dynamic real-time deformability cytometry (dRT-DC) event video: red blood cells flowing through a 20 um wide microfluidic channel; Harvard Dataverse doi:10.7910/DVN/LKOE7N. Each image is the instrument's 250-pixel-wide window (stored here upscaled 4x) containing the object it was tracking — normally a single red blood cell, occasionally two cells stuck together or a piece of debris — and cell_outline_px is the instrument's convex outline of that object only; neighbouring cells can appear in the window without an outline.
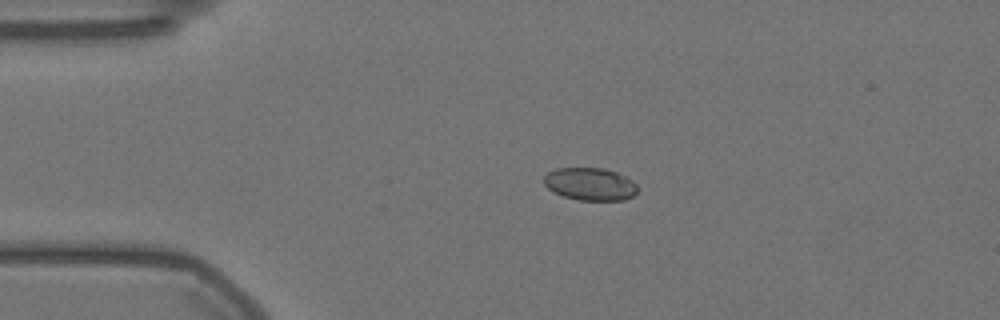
{"species": "Egyptian fruit bat (a non-hibernating species)", "species_latin": "Rousettus aegyptiacus", "temperature_condition": "warm", "stored_images_in_passage": 47, "camera_frame_rate_fps": 3000, "um_per_image_px": 0.085, "animal": {"sex": "female"}, "frame": {"image": 1, "passage_image": 3, "time_ms": 0.667, "image_size_px": [1000, 320], "cell_outline_px": [[636, 192], [632, 196], [624, 200], [580, 200], [564, 196], [552, 192], [544, 184], [544, 176], [548, 172], [556, 168], [604, 168], [616, 172], [632, 180], [636, 184]], "centroid_in_image_um": [50.14, 15.64], "position_along_channel_um": 34.9, "area_um2": 17.74}}
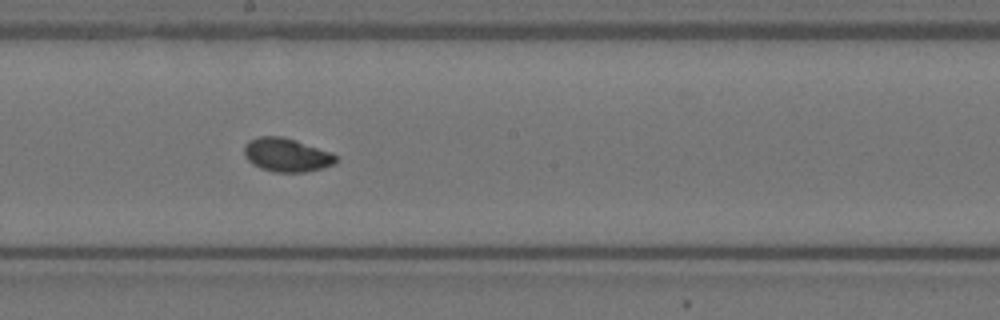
{"frame": {"image": 2, "passage_image": 22, "time_ms": 7.0, "image_size_px": [1000, 320], "cell_outline_px": [[340, 160], [336, 164], [324, 168], [304, 172], [272, 172], [260, 168], [252, 164], [244, 156], [244, 144], [248, 140], [260, 136], [284, 136], [332, 152], [340, 156]], "centroid_in_image_um": [24.41, 13.17], "position_along_channel_um": 223.8, "area_um2": 18.5}}
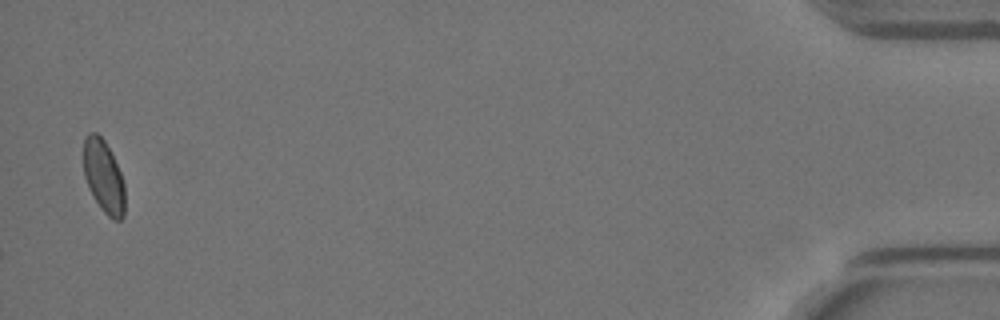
{"frame": {"image": 3, "passage_image": 47, "time_ms": 15.333, "image_size_px": [1000, 320], "cell_outline_px": [[124, 216], [120, 220], [112, 220], [100, 208], [92, 196], [88, 188], [84, 176], [84, 140], [88, 132], [96, 132], [104, 140], [120, 172], [124, 184]], "centroid_in_image_um": [8.79, 15.03], "position_along_channel_um": 426.4, "area_um2": 17.46}, "authors_computed_cell_mechanics": {"area_um2": 17.7446, "velocity_mm_per_s": 3.5467, "shape_relaxation_time_tau1_ms": 10.9483, "shape_relaxation_time_tau2_ms": 1.6398, "deformation_change_tau1": 0.1303, "deformation_change_tau2": 0.0324}}